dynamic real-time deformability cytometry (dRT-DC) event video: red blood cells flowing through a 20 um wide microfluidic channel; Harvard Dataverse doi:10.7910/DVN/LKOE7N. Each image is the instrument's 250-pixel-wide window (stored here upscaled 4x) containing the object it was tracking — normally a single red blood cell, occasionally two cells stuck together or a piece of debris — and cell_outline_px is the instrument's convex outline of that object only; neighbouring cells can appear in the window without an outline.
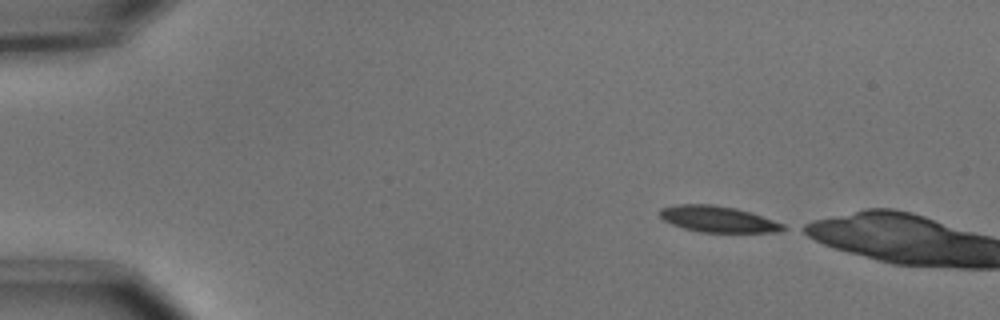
{"species": "common noctule bat (a hibernating species)", "species_latin": "Nyctalus noctula", "temperature_condition": "cold", "stored_images_in_passage": 4, "camera_frame_rate_fps": 3000, "um_per_image_px": 0.085, "animal": {"sex": "male", "body_mass_g": 15.6}, "frame": {"image": 1, "passage_image": 1, "time_ms": 0.0, "image_size_px": [1000, 320], "cell_outline_px": [[788, 228], [780, 232], [700, 232], [684, 228], [672, 224], [664, 220], [660, 216], [660, 208], [676, 204], [712, 204], [736, 208], [784, 224]], "centroid_in_image_um": [61.01, 18.62], "position_along_channel_um": 24.0, "area_um2": 18.67}}